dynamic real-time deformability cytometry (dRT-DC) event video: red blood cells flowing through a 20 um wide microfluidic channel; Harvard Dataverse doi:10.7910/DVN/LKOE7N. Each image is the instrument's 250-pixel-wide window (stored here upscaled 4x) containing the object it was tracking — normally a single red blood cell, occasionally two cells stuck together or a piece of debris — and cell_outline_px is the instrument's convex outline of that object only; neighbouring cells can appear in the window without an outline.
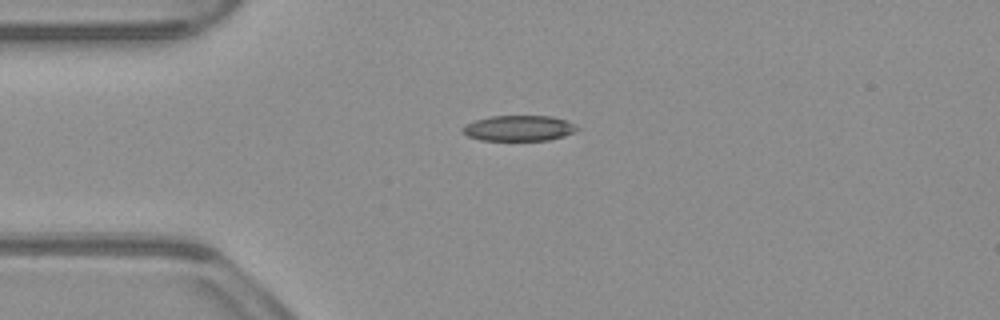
{"species": "common noctule bat (a hibernating species)", "species_latin": "Nyctalus noctula", "temperature_condition": "warm", "stored_images_in_passage": 41, "camera_frame_rate_fps": 3000, "um_per_image_px": 0.085, "animal": {"sex": "male", "body_mass_g": 23.1, "forearm_length_mm": 52.7}, "frame": {"image": 1, "passage_image": 1, "time_ms": 0.0, "image_size_px": [1000, 320], "cell_outline_px": [[580, 128], [576, 132], [564, 136], [548, 140], [480, 140], [468, 136], [460, 132], [460, 128], [464, 124], [476, 120], [492, 116], [552, 116], [576, 124]], "centroid_in_image_um": [44.09, 10.9], "position_along_channel_um": 40.9, "area_um2": 17.22}}
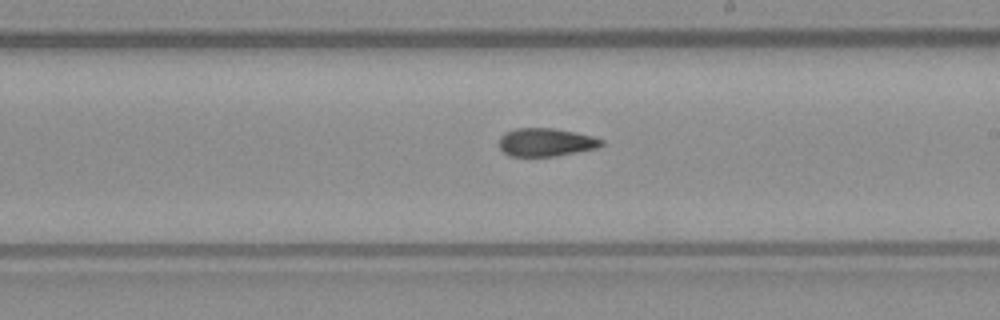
{"frame": {"image": 2, "passage_image": 18, "time_ms": 5.667, "image_size_px": [1000, 320], "cell_outline_px": [[604, 144], [596, 148], [556, 156], [512, 156], [504, 152], [500, 148], [500, 136], [504, 132], [516, 128], [552, 128], [576, 132], [592, 136], [604, 140]], "centroid_in_image_um": [46.4, 12.08], "position_along_channel_um": 242.6, "area_um2": 16.76}}
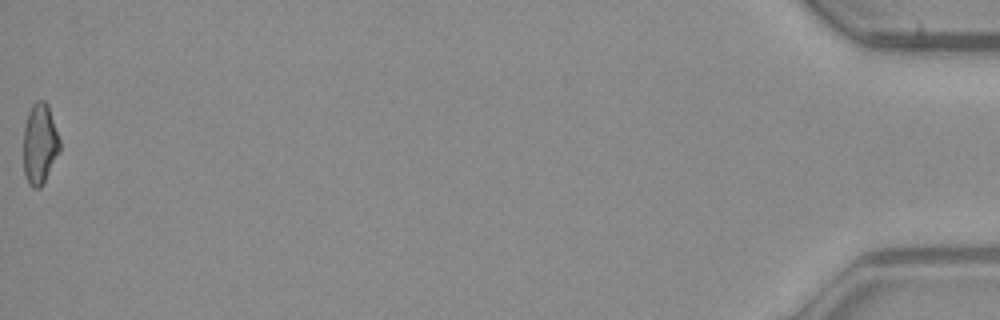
{"frame": {"image": 3, "passage_image": 41, "time_ms": 13.333, "image_size_px": [1000, 320], "cell_outline_px": [[60, 152], [40, 188], [32, 188], [28, 184], [24, 176], [24, 128], [28, 112], [32, 104], [36, 100], [44, 100], [48, 104], [60, 140]], "centroid_in_image_um": [3.38, 12.22], "position_along_channel_um": 431.8, "area_um2": 17.17}, "authors_computed_cell_mechanics": {"area_um2": 17.1088, "velocity_mm_per_s": 3.93, "shape_relaxation_time_tau1_ms": null, "shape_relaxation_time_tau2_ms": 7.7425, "deformation_change_tau1": null, "deformation_change_tau2": 0.1837}}